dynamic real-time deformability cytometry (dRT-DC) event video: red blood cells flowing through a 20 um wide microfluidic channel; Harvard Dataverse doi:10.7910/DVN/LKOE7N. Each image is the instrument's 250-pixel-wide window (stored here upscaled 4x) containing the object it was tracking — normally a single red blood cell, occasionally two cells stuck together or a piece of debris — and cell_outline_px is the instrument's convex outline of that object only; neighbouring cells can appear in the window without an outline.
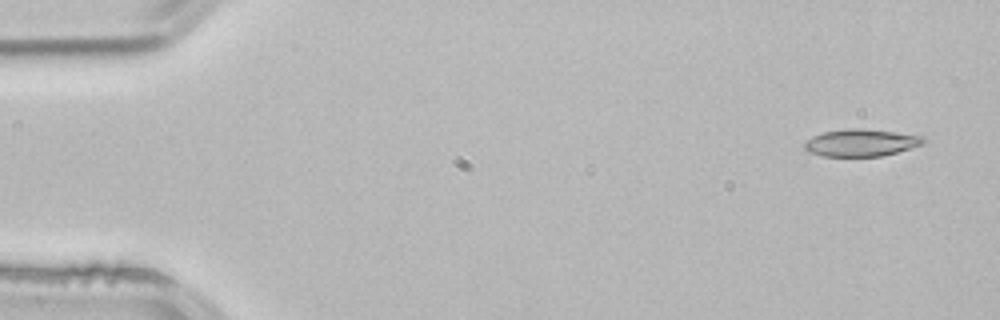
{"species": "common noctule bat (a hibernating species)", "species_latin": "Nyctalus noctula", "temperature_condition": "room temperature", "stored_images_in_passage": 4, "segment_of_instrument_passage": [1, 2], "camera_frame_rate_fps": 3000, "um_per_image_px": 0.085, "animal": {"sex": "male", "body_mass_g": 21.5, "forearm_length_mm": 52.0}, "frame": {"image": 1, "passage_image": 1, "time_ms": 0.0, "image_size_px": [1000, 320], "cell_outline_px": [[924, 144], [896, 152], [880, 156], [824, 156], [808, 152], [804, 148], [804, 140], [812, 136], [824, 132], [848, 128], [864, 128], [924, 136]], "centroid_in_image_um": [73.15, 12.12], "position_along_channel_um": 11.8, "area_um2": 18.84}}
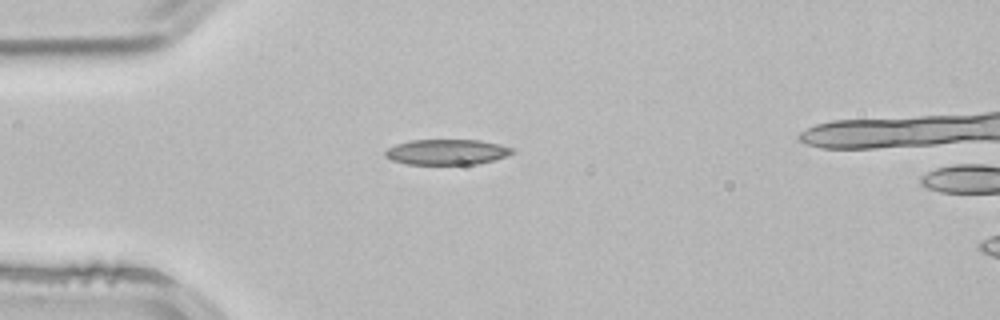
{"frame": {"image": 2, "passage_image": 3, "time_ms": 0.667, "image_size_px": [1000, 320], "cell_outline_px": [[516, 152], [492, 160], [476, 164], [408, 164], [392, 160], [384, 156], [384, 152], [388, 148], [396, 144], [412, 140], [480, 140], [500, 144], [512, 148]], "centroid_in_image_um": [37.96, 12.91], "position_along_channel_um": 47.0, "area_um2": 18.73}}